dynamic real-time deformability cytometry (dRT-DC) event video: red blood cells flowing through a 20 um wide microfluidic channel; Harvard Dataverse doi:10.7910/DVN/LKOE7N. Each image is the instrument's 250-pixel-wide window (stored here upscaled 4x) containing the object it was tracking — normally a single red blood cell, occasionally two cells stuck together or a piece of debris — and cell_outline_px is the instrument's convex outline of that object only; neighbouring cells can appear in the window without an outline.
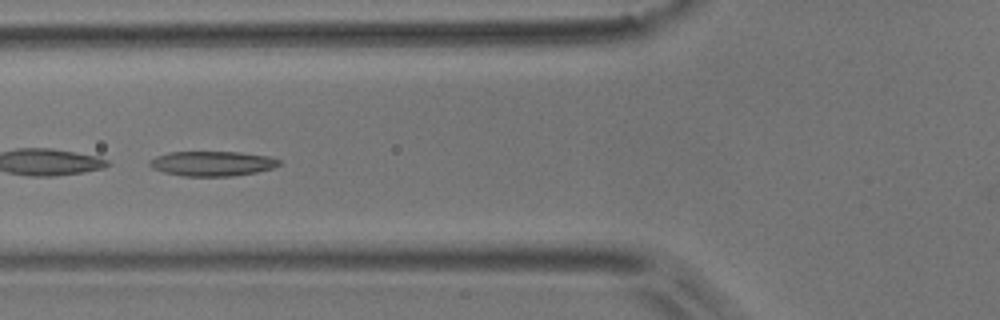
{"species": "common noctule bat (a hibernating species)", "species_latin": "Nyctalus noctula", "temperature_condition": "room temperature", "stored_images_in_passage": 6, "camera_frame_rate_fps": 3000, "um_per_image_px": 0.085, "animal": {"sex": "male", "body_mass_g": 17.9}, "frame": {"image": 1, "passage_image": 6, "time_ms": 1.667, "image_size_px": [1000, 320], "cell_outline_px": [[280, 164], [272, 168], [256, 172], [232, 176], [184, 176], [164, 172], [152, 168], [148, 164], [148, 160], [156, 156], [168, 152], [240, 152], [268, 156], [280, 160]], "centroid_in_image_um": [18.0, 13.9], "position_along_channel_um": 107.8, "area_um2": 18.73}}